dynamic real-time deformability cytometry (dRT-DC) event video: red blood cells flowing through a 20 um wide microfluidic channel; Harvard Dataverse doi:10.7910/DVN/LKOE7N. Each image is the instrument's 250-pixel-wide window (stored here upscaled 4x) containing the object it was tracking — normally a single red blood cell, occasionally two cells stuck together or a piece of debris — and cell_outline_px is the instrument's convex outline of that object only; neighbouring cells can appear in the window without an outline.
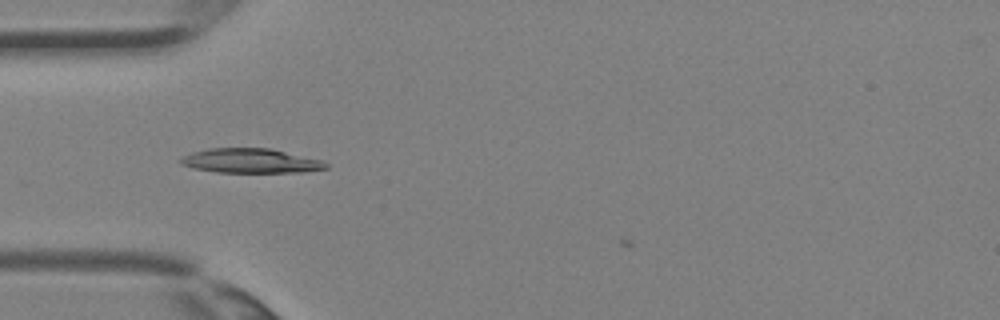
{"species": "Egyptian fruit bat (a non-hibernating species)", "species_latin": "Rousettus aegyptiacus", "temperature_condition": "room temperature", "stored_images_in_passage": 26, "camera_frame_rate_fps": 3000, "um_per_image_px": 0.085, "animal": {"sex": "female"}, "frame": {"image": 1, "passage_image": 1, "time_ms": 0.0, "image_size_px": [1000, 320], "cell_outline_px": [[328, 168], [304, 172], [216, 172], [192, 168], [180, 164], [176, 160], [192, 152], [208, 148], [268, 148], [324, 160], [328, 164]], "centroid_in_image_um": [21.29, 13.67], "position_along_channel_um": 63.7, "area_um2": 20.87}}
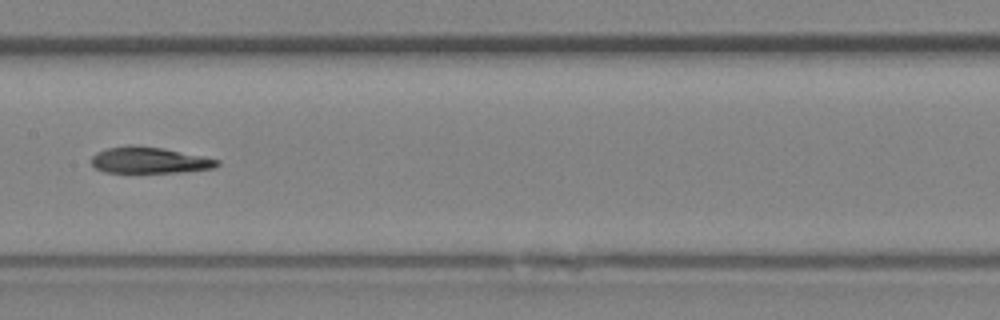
{"frame": {"image": 2, "passage_image": 8, "time_ms": 2.333, "image_size_px": [1000, 320], "cell_outline_px": [[220, 164], [216, 168], [184, 172], [104, 172], [96, 168], [92, 164], [92, 156], [96, 152], [108, 148], [164, 148], [204, 156], [220, 160]], "centroid_in_image_um": [12.8, 13.66], "position_along_channel_um": 194.6, "area_um2": 18.61}}
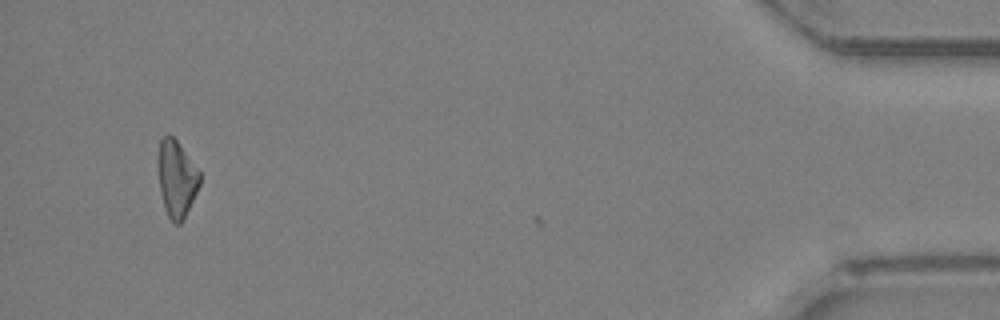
{"frame": {"image": 3, "passage_image": 24, "time_ms": 7.667, "image_size_px": [1000, 320], "cell_outline_px": [[200, 184], [180, 224], [172, 224], [168, 216], [160, 192], [156, 160], [160, 140], [168, 132], [176, 140], [200, 172]], "centroid_in_image_um": [14.97, 15.15], "position_along_channel_um": 420.2, "area_um2": 18.55}}